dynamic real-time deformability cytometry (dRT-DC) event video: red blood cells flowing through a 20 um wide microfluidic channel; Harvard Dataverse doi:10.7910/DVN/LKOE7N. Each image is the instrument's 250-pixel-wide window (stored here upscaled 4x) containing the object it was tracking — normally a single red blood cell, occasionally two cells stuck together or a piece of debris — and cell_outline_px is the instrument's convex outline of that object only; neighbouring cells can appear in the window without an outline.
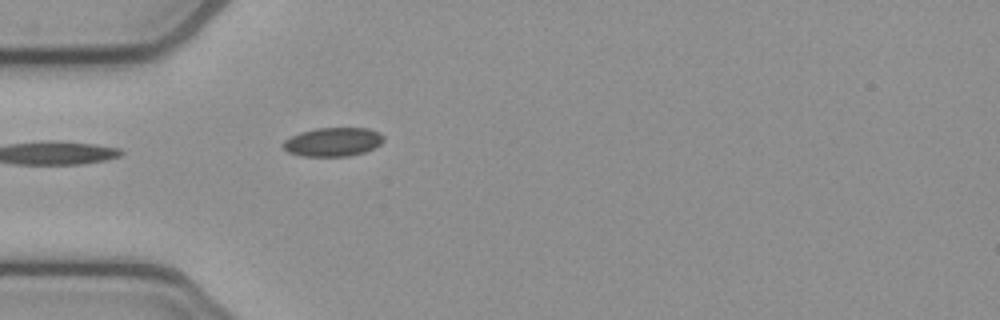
{"species": "common noctule bat (a hibernating species)", "species_latin": "Nyctalus noctula", "temperature_condition": "cold", "stored_images_in_passage": 5, "segment_of_instrument_passage": [2, 2], "camera_frame_rate_fps": 3000, "um_per_image_px": 0.085, "animal": {"sex": "female", "body_mass_g": 21.9}, "frame": {"image": 1, "passage_image": 5, "time_ms": 1.333, "image_size_px": [1000, 320], "cell_outline_px": [[384, 140], [380, 144], [364, 152], [348, 156], [300, 156], [288, 152], [280, 144], [284, 140], [300, 132], [316, 128], [368, 128], [380, 132], [384, 136]], "centroid_in_image_um": [28.29, 12.06], "position_along_channel_um": 56.7, "area_um2": 16.94}}